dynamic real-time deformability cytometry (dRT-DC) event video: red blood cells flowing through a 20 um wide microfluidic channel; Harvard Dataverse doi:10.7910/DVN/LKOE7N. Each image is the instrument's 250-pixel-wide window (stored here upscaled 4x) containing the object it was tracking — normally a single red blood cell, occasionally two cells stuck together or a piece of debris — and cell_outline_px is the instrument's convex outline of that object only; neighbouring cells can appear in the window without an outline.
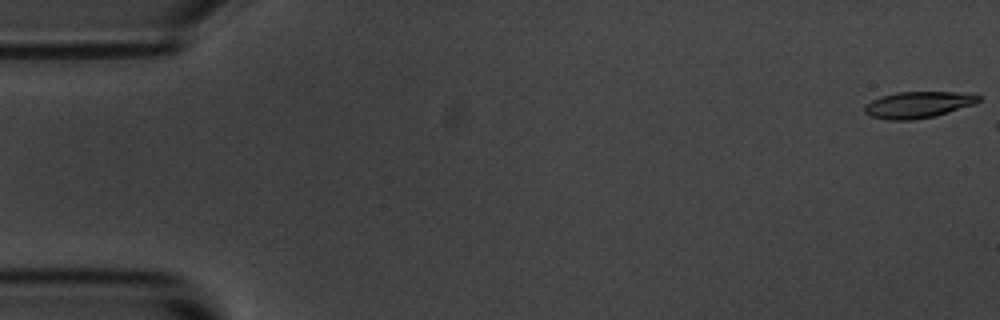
{"species": "common noctule bat (a hibernating species)", "species_latin": "Nyctalus noctula", "temperature_condition": "room temperature", "stored_images_in_passage": 7, "camera_frame_rate_fps": 3000, "um_per_image_px": 0.085, "animal": {"sex": "male", "body_mass_g": 20.1, "forearm_length_mm": 53.5}, "frame": {"image": 1, "passage_image": 1, "time_ms": 0.0, "image_size_px": [1000, 320], "cell_outline_px": [[980, 100], [976, 104], [936, 116], [912, 120], [888, 120], [872, 116], [864, 112], [864, 108], [872, 100], [880, 96], [896, 92], [976, 92], [980, 96]], "centroid_in_image_um": [78.12, 8.89], "position_along_channel_um": 6.9, "area_um2": 17.8}}
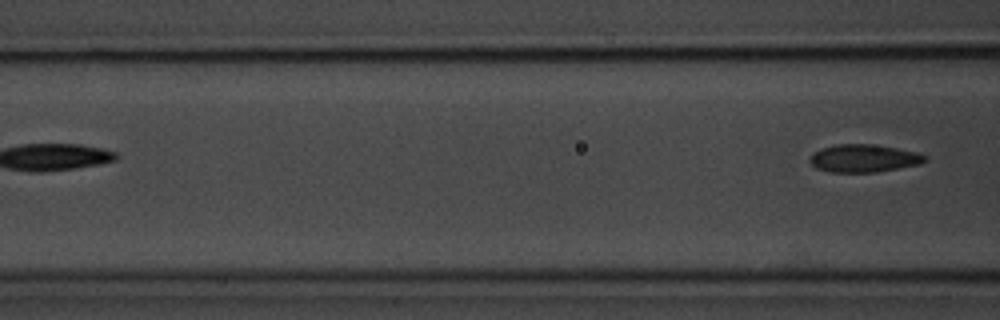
{"frame": {"image": 2, "passage_image": 7, "time_ms": 8.0, "image_size_px": [1000, 320], "cell_outline_px": [[928, 160], [920, 164], [876, 172], [832, 172], [816, 168], [808, 160], [812, 152], [836, 144], [868, 144], [896, 148], [916, 152], [928, 156]], "centroid_in_image_um": [73.42, 13.46], "position_along_channel_um": 93.2, "area_um2": 18.55}}